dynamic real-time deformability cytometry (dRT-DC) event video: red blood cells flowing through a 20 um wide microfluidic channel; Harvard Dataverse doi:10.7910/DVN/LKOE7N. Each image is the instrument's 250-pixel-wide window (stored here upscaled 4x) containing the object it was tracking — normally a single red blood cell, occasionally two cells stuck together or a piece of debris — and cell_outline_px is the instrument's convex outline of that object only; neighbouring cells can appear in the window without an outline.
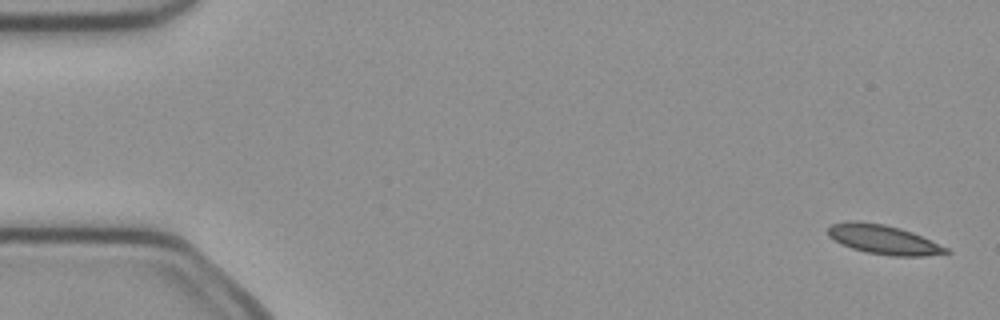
{"species": "common noctule bat (a hibernating species)", "species_latin": "Nyctalus noctula", "temperature_condition": "cold", "stored_images_in_passage": 7, "camera_frame_rate_fps": 3000, "um_per_image_px": 0.085, "animal": {"sex": "female", "body_mass_g": 21.9}, "frame": {"image": 1, "passage_image": 1, "time_ms": 0.0, "image_size_px": [1000, 320], "cell_outline_px": [[952, 252], [924, 256], [892, 256], [864, 252], [840, 244], [828, 236], [828, 228], [832, 224], [852, 220], [860, 220], [884, 224], [900, 228], [912, 232], [948, 248]], "centroid_in_image_um": [75.06, 20.36], "position_along_channel_um": 9.9, "area_um2": 20.23}}
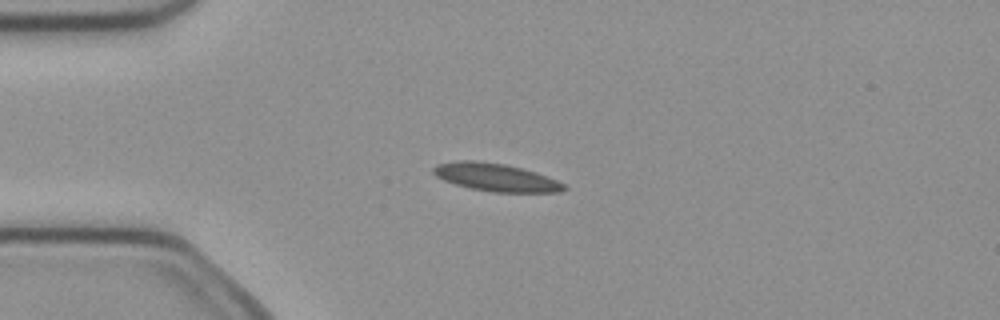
{"frame": {"image": 2, "passage_image": 4, "time_ms": 1.0, "image_size_px": [1000, 320], "cell_outline_px": [[568, 188], [560, 192], [492, 192], [472, 188], [456, 184], [444, 180], [436, 176], [432, 172], [432, 168], [436, 164], [456, 160], [476, 160], [504, 164], [536, 172], [556, 180], [564, 184]], "centroid_in_image_um": [42.12, 15.06], "position_along_channel_um": 42.9, "area_um2": 21.1}}
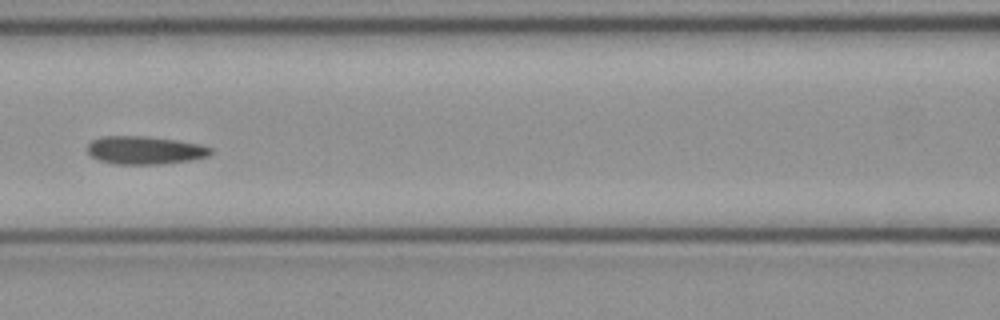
{"frame": {"image": 3, "passage_image": 7, "time_ms": 2.0, "image_size_px": [1000, 320], "cell_outline_px": [[212, 152], [208, 156], [196, 160], [164, 164], [112, 164], [100, 160], [92, 156], [88, 152], [88, 144], [92, 140], [100, 136], [148, 136], [176, 140], [200, 144], [212, 148]], "centroid_in_image_um": [12.35, 12.77], "position_along_channel_um": 154.3, "area_um2": 20.4}}